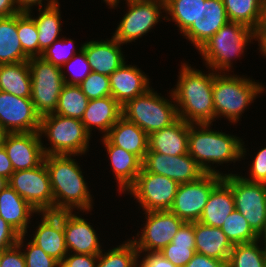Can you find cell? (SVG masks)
I'll return each instance as SVG.
<instances>
[{"label":"cell","mask_w":266,"mask_h":267,"mask_svg":"<svg viewBox=\"0 0 266 267\" xmlns=\"http://www.w3.org/2000/svg\"><path fill=\"white\" fill-rule=\"evenodd\" d=\"M128 10L113 37L121 44L135 42L147 34L159 21L165 6L158 0H126ZM161 10H163L161 12Z\"/></svg>","instance_id":"cell-13"},{"label":"cell","mask_w":266,"mask_h":267,"mask_svg":"<svg viewBox=\"0 0 266 267\" xmlns=\"http://www.w3.org/2000/svg\"><path fill=\"white\" fill-rule=\"evenodd\" d=\"M176 88L172 89L178 117L190 124H212L215 119L213 103V81L216 72L205 74L181 65ZM215 72V73H214Z\"/></svg>","instance_id":"cell-1"},{"label":"cell","mask_w":266,"mask_h":267,"mask_svg":"<svg viewBox=\"0 0 266 267\" xmlns=\"http://www.w3.org/2000/svg\"><path fill=\"white\" fill-rule=\"evenodd\" d=\"M121 43L113 36L110 40H92L82 46L91 71L109 76L125 63Z\"/></svg>","instance_id":"cell-22"},{"label":"cell","mask_w":266,"mask_h":267,"mask_svg":"<svg viewBox=\"0 0 266 267\" xmlns=\"http://www.w3.org/2000/svg\"><path fill=\"white\" fill-rule=\"evenodd\" d=\"M161 4H163L164 6L169 3L171 0H158Z\"/></svg>","instance_id":"cell-59"},{"label":"cell","mask_w":266,"mask_h":267,"mask_svg":"<svg viewBox=\"0 0 266 267\" xmlns=\"http://www.w3.org/2000/svg\"><path fill=\"white\" fill-rule=\"evenodd\" d=\"M78 86L89 100L111 96L109 76L94 71Z\"/></svg>","instance_id":"cell-42"},{"label":"cell","mask_w":266,"mask_h":267,"mask_svg":"<svg viewBox=\"0 0 266 267\" xmlns=\"http://www.w3.org/2000/svg\"><path fill=\"white\" fill-rule=\"evenodd\" d=\"M60 4L57 2L54 5L38 8V17H32L38 30V57L60 38L61 31V12Z\"/></svg>","instance_id":"cell-34"},{"label":"cell","mask_w":266,"mask_h":267,"mask_svg":"<svg viewBox=\"0 0 266 267\" xmlns=\"http://www.w3.org/2000/svg\"><path fill=\"white\" fill-rule=\"evenodd\" d=\"M223 181L231 188L235 209L258 234L266 221V184L249 182L240 174H224Z\"/></svg>","instance_id":"cell-9"},{"label":"cell","mask_w":266,"mask_h":267,"mask_svg":"<svg viewBox=\"0 0 266 267\" xmlns=\"http://www.w3.org/2000/svg\"><path fill=\"white\" fill-rule=\"evenodd\" d=\"M229 22L249 26L256 31L266 23V0H223Z\"/></svg>","instance_id":"cell-30"},{"label":"cell","mask_w":266,"mask_h":267,"mask_svg":"<svg viewBox=\"0 0 266 267\" xmlns=\"http://www.w3.org/2000/svg\"><path fill=\"white\" fill-rule=\"evenodd\" d=\"M75 155H45L51 188L54 196V212L91 211L93 208L92 195L86 186V181Z\"/></svg>","instance_id":"cell-2"},{"label":"cell","mask_w":266,"mask_h":267,"mask_svg":"<svg viewBox=\"0 0 266 267\" xmlns=\"http://www.w3.org/2000/svg\"><path fill=\"white\" fill-rule=\"evenodd\" d=\"M43 146L39 132L8 133L3 142L14 171L41 165L45 158Z\"/></svg>","instance_id":"cell-17"},{"label":"cell","mask_w":266,"mask_h":267,"mask_svg":"<svg viewBox=\"0 0 266 267\" xmlns=\"http://www.w3.org/2000/svg\"><path fill=\"white\" fill-rule=\"evenodd\" d=\"M8 132L5 130V128L0 124V146L3 145V142L5 141L6 135Z\"/></svg>","instance_id":"cell-56"},{"label":"cell","mask_w":266,"mask_h":267,"mask_svg":"<svg viewBox=\"0 0 266 267\" xmlns=\"http://www.w3.org/2000/svg\"><path fill=\"white\" fill-rule=\"evenodd\" d=\"M259 43V51L266 57V23L255 31V39Z\"/></svg>","instance_id":"cell-54"},{"label":"cell","mask_w":266,"mask_h":267,"mask_svg":"<svg viewBox=\"0 0 266 267\" xmlns=\"http://www.w3.org/2000/svg\"><path fill=\"white\" fill-rule=\"evenodd\" d=\"M9 185V179L0 176V191L6 188Z\"/></svg>","instance_id":"cell-57"},{"label":"cell","mask_w":266,"mask_h":267,"mask_svg":"<svg viewBox=\"0 0 266 267\" xmlns=\"http://www.w3.org/2000/svg\"><path fill=\"white\" fill-rule=\"evenodd\" d=\"M250 167V177L243 178L249 182L265 183L266 184V147L257 152Z\"/></svg>","instance_id":"cell-46"},{"label":"cell","mask_w":266,"mask_h":267,"mask_svg":"<svg viewBox=\"0 0 266 267\" xmlns=\"http://www.w3.org/2000/svg\"><path fill=\"white\" fill-rule=\"evenodd\" d=\"M104 137L112 145L136 155L141 161L148 152V134L123 116Z\"/></svg>","instance_id":"cell-27"},{"label":"cell","mask_w":266,"mask_h":267,"mask_svg":"<svg viewBox=\"0 0 266 267\" xmlns=\"http://www.w3.org/2000/svg\"><path fill=\"white\" fill-rule=\"evenodd\" d=\"M73 211H62L65 243L71 254H99L101 244L94 228Z\"/></svg>","instance_id":"cell-19"},{"label":"cell","mask_w":266,"mask_h":267,"mask_svg":"<svg viewBox=\"0 0 266 267\" xmlns=\"http://www.w3.org/2000/svg\"><path fill=\"white\" fill-rule=\"evenodd\" d=\"M139 251L132 240L98 254L96 267H139Z\"/></svg>","instance_id":"cell-37"},{"label":"cell","mask_w":266,"mask_h":267,"mask_svg":"<svg viewBox=\"0 0 266 267\" xmlns=\"http://www.w3.org/2000/svg\"><path fill=\"white\" fill-rule=\"evenodd\" d=\"M89 99L78 85L65 84L58 99L55 114L82 119Z\"/></svg>","instance_id":"cell-36"},{"label":"cell","mask_w":266,"mask_h":267,"mask_svg":"<svg viewBox=\"0 0 266 267\" xmlns=\"http://www.w3.org/2000/svg\"><path fill=\"white\" fill-rule=\"evenodd\" d=\"M14 1L19 12H29L32 10L31 8L33 7V5L34 6L38 5L39 8H43L42 2L44 0H14ZM46 1L47 5H45L44 7H48L57 3V1L55 0H46Z\"/></svg>","instance_id":"cell-52"},{"label":"cell","mask_w":266,"mask_h":267,"mask_svg":"<svg viewBox=\"0 0 266 267\" xmlns=\"http://www.w3.org/2000/svg\"><path fill=\"white\" fill-rule=\"evenodd\" d=\"M73 44L74 41L71 38L66 39L62 37L61 39L56 40L51 46H49L42 53L41 57L47 62L52 63L53 65L62 67L66 62H69L77 53Z\"/></svg>","instance_id":"cell-41"},{"label":"cell","mask_w":266,"mask_h":267,"mask_svg":"<svg viewBox=\"0 0 266 267\" xmlns=\"http://www.w3.org/2000/svg\"><path fill=\"white\" fill-rule=\"evenodd\" d=\"M82 46L83 45H81V47L79 48V53H76L69 62H66L61 67V68H63L65 66H68L67 69L70 72L72 70V73L70 74L71 79L69 77H67L68 75H66L64 71H62V76L64 78L65 84L79 85L91 73L90 64L88 62V59H87V56H86L84 50L82 49ZM74 66L78 67L79 71L76 70Z\"/></svg>","instance_id":"cell-43"},{"label":"cell","mask_w":266,"mask_h":267,"mask_svg":"<svg viewBox=\"0 0 266 267\" xmlns=\"http://www.w3.org/2000/svg\"><path fill=\"white\" fill-rule=\"evenodd\" d=\"M9 185L38 213L54 212V196L45 162L36 168L14 171Z\"/></svg>","instance_id":"cell-10"},{"label":"cell","mask_w":266,"mask_h":267,"mask_svg":"<svg viewBox=\"0 0 266 267\" xmlns=\"http://www.w3.org/2000/svg\"><path fill=\"white\" fill-rule=\"evenodd\" d=\"M146 214V223L142 228L141 235L132 239L136 249L143 252H159L171 243L173 237L177 234L180 227L185 223L169 210L148 211ZM140 235V237H139Z\"/></svg>","instance_id":"cell-14"},{"label":"cell","mask_w":266,"mask_h":267,"mask_svg":"<svg viewBox=\"0 0 266 267\" xmlns=\"http://www.w3.org/2000/svg\"><path fill=\"white\" fill-rule=\"evenodd\" d=\"M121 117L122 106L112 96H107L89 100L81 122L90 135L95 127L105 136Z\"/></svg>","instance_id":"cell-24"},{"label":"cell","mask_w":266,"mask_h":267,"mask_svg":"<svg viewBox=\"0 0 266 267\" xmlns=\"http://www.w3.org/2000/svg\"><path fill=\"white\" fill-rule=\"evenodd\" d=\"M220 228L233 245L257 241L258 234L236 209L227 216Z\"/></svg>","instance_id":"cell-39"},{"label":"cell","mask_w":266,"mask_h":267,"mask_svg":"<svg viewBox=\"0 0 266 267\" xmlns=\"http://www.w3.org/2000/svg\"><path fill=\"white\" fill-rule=\"evenodd\" d=\"M98 254H75L68 253L60 267H96Z\"/></svg>","instance_id":"cell-47"},{"label":"cell","mask_w":266,"mask_h":267,"mask_svg":"<svg viewBox=\"0 0 266 267\" xmlns=\"http://www.w3.org/2000/svg\"><path fill=\"white\" fill-rule=\"evenodd\" d=\"M41 221L31 240L59 263L68 254L65 243L62 212H42Z\"/></svg>","instance_id":"cell-20"},{"label":"cell","mask_w":266,"mask_h":267,"mask_svg":"<svg viewBox=\"0 0 266 267\" xmlns=\"http://www.w3.org/2000/svg\"><path fill=\"white\" fill-rule=\"evenodd\" d=\"M194 234L197 253L228 263L233 244L221 228L195 221Z\"/></svg>","instance_id":"cell-28"},{"label":"cell","mask_w":266,"mask_h":267,"mask_svg":"<svg viewBox=\"0 0 266 267\" xmlns=\"http://www.w3.org/2000/svg\"><path fill=\"white\" fill-rule=\"evenodd\" d=\"M170 94L172 101L150 88L144 94L127 101L122 106V116L148 135L161 130L179 118L172 91Z\"/></svg>","instance_id":"cell-7"},{"label":"cell","mask_w":266,"mask_h":267,"mask_svg":"<svg viewBox=\"0 0 266 267\" xmlns=\"http://www.w3.org/2000/svg\"><path fill=\"white\" fill-rule=\"evenodd\" d=\"M142 168L147 172L173 179L178 184L196 181L206 174L189 153L171 156L147 152L142 161Z\"/></svg>","instance_id":"cell-16"},{"label":"cell","mask_w":266,"mask_h":267,"mask_svg":"<svg viewBox=\"0 0 266 267\" xmlns=\"http://www.w3.org/2000/svg\"><path fill=\"white\" fill-rule=\"evenodd\" d=\"M102 143L105 146L115 179L117 180L119 192H125L135 183L142 169V161L134 154L125 149L112 145L104 136Z\"/></svg>","instance_id":"cell-26"},{"label":"cell","mask_w":266,"mask_h":267,"mask_svg":"<svg viewBox=\"0 0 266 267\" xmlns=\"http://www.w3.org/2000/svg\"><path fill=\"white\" fill-rule=\"evenodd\" d=\"M184 267H227V262L207 257L196 252L193 258Z\"/></svg>","instance_id":"cell-50"},{"label":"cell","mask_w":266,"mask_h":267,"mask_svg":"<svg viewBox=\"0 0 266 267\" xmlns=\"http://www.w3.org/2000/svg\"><path fill=\"white\" fill-rule=\"evenodd\" d=\"M257 240L258 242H262L261 244H263L264 248L266 249V221L264 223L263 229L258 233Z\"/></svg>","instance_id":"cell-55"},{"label":"cell","mask_w":266,"mask_h":267,"mask_svg":"<svg viewBox=\"0 0 266 267\" xmlns=\"http://www.w3.org/2000/svg\"><path fill=\"white\" fill-rule=\"evenodd\" d=\"M177 267H184L196 253L194 222H185L170 244L159 251Z\"/></svg>","instance_id":"cell-32"},{"label":"cell","mask_w":266,"mask_h":267,"mask_svg":"<svg viewBox=\"0 0 266 267\" xmlns=\"http://www.w3.org/2000/svg\"><path fill=\"white\" fill-rule=\"evenodd\" d=\"M107 5L110 6V8L117 7L118 3H120V0H103Z\"/></svg>","instance_id":"cell-58"},{"label":"cell","mask_w":266,"mask_h":267,"mask_svg":"<svg viewBox=\"0 0 266 267\" xmlns=\"http://www.w3.org/2000/svg\"><path fill=\"white\" fill-rule=\"evenodd\" d=\"M145 254L139 261V267H177L159 252H145Z\"/></svg>","instance_id":"cell-49"},{"label":"cell","mask_w":266,"mask_h":267,"mask_svg":"<svg viewBox=\"0 0 266 267\" xmlns=\"http://www.w3.org/2000/svg\"><path fill=\"white\" fill-rule=\"evenodd\" d=\"M259 242L234 244L227 267H266V249Z\"/></svg>","instance_id":"cell-38"},{"label":"cell","mask_w":266,"mask_h":267,"mask_svg":"<svg viewBox=\"0 0 266 267\" xmlns=\"http://www.w3.org/2000/svg\"><path fill=\"white\" fill-rule=\"evenodd\" d=\"M31 74L28 61L0 64V91L20 98L31 97Z\"/></svg>","instance_id":"cell-31"},{"label":"cell","mask_w":266,"mask_h":267,"mask_svg":"<svg viewBox=\"0 0 266 267\" xmlns=\"http://www.w3.org/2000/svg\"><path fill=\"white\" fill-rule=\"evenodd\" d=\"M19 234L0 216V252L17 244Z\"/></svg>","instance_id":"cell-48"},{"label":"cell","mask_w":266,"mask_h":267,"mask_svg":"<svg viewBox=\"0 0 266 267\" xmlns=\"http://www.w3.org/2000/svg\"><path fill=\"white\" fill-rule=\"evenodd\" d=\"M264 89V86L252 79L216 72L213 81L215 118L223 116L233 124L238 122L248 105Z\"/></svg>","instance_id":"cell-4"},{"label":"cell","mask_w":266,"mask_h":267,"mask_svg":"<svg viewBox=\"0 0 266 267\" xmlns=\"http://www.w3.org/2000/svg\"><path fill=\"white\" fill-rule=\"evenodd\" d=\"M17 33V14L0 17V64L28 61Z\"/></svg>","instance_id":"cell-33"},{"label":"cell","mask_w":266,"mask_h":267,"mask_svg":"<svg viewBox=\"0 0 266 267\" xmlns=\"http://www.w3.org/2000/svg\"><path fill=\"white\" fill-rule=\"evenodd\" d=\"M14 169L11 164V160L8 157V154L3 147L0 146V176L10 179L11 175L13 174Z\"/></svg>","instance_id":"cell-51"},{"label":"cell","mask_w":266,"mask_h":267,"mask_svg":"<svg viewBox=\"0 0 266 267\" xmlns=\"http://www.w3.org/2000/svg\"><path fill=\"white\" fill-rule=\"evenodd\" d=\"M26 235H19L17 244L1 252L0 267H26L25 257L21 249Z\"/></svg>","instance_id":"cell-45"},{"label":"cell","mask_w":266,"mask_h":267,"mask_svg":"<svg viewBox=\"0 0 266 267\" xmlns=\"http://www.w3.org/2000/svg\"><path fill=\"white\" fill-rule=\"evenodd\" d=\"M40 119L31 98L0 91V124L8 133L38 132Z\"/></svg>","instance_id":"cell-15"},{"label":"cell","mask_w":266,"mask_h":267,"mask_svg":"<svg viewBox=\"0 0 266 267\" xmlns=\"http://www.w3.org/2000/svg\"><path fill=\"white\" fill-rule=\"evenodd\" d=\"M210 123L190 124L188 136V153L205 171L224 175L212 168V164L235 163L245 157L246 148L242 139L234 135L213 131ZM209 164V165H208Z\"/></svg>","instance_id":"cell-3"},{"label":"cell","mask_w":266,"mask_h":267,"mask_svg":"<svg viewBox=\"0 0 266 267\" xmlns=\"http://www.w3.org/2000/svg\"><path fill=\"white\" fill-rule=\"evenodd\" d=\"M38 132L50 141L51 147L43 146L45 155L79 156L88 151L91 135L80 119L50 113L41 116Z\"/></svg>","instance_id":"cell-6"},{"label":"cell","mask_w":266,"mask_h":267,"mask_svg":"<svg viewBox=\"0 0 266 267\" xmlns=\"http://www.w3.org/2000/svg\"><path fill=\"white\" fill-rule=\"evenodd\" d=\"M32 11L17 13V33L23 52L29 57H38V30Z\"/></svg>","instance_id":"cell-40"},{"label":"cell","mask_w":266,"mask_h":267,"mask_svg":"<svg viewBox=\"0 0 266 267\" xmlns=\"http://www.w3.org/2000/svg\"><path fill=\"white\" fill-rule=\"evenodd\" d=\"M179 184L166 176L143 168L135 183L126 191L141 205L144 212L169 210Z\"/></svg>","instance_id":"cell-11"},{"label":"cell","mask_w":266,"mask_h":267,"mask_svg":"<svg viewBox=\"0 0 266 267\" xmlns=\"http://www.w3.org/2000/svg\"><path fill=\"white\" fill-rule=\"evenodd\" d=\"M139 68L126 62L109 75L111 96L123 106L127 101L144 94L149 86V78Z\"/></svg>","instance_id":"cell-21"},{"label":"cell","mask_w":266,"mask_h":267,"mask_svg":"<svg viewBox=\"0 0 266 267\" xmlns=\"http://www.w3.org/2000/svg\"><path fill=\"white\" fill-rule=\"evenodd\" d=\"M23 252L26 267H60V263L45 253L39 246L31 240L26 244Z\"/></svg>","instance_id":"cell-44"},{"label":"cell","mask_w":266,"mask_h":267,"mask_svg":"<svg viewBox=\"0 0 266 267\" xmlns=\"http://www.w3.org/2000/svg\"><path fill=\"white\" fill-rule=\"evenodd\" d=\"M202 2L205 0H171L165 5L166 16L164 19L174 21L181 34H184L198 19Z\"/></svg>","instance_id":"cell-35"},{"label":"cell","mask_w":266,"mask_h":267,"mask_svg":"<svg viewBox=\"0 0 266 267\" xmlns=\"http://www.w3.org/2000/svg\"><path fill=\"white\" fill-rule=\"evenodd\" d=\"M223 180V175L206 173L200 179L179 184L169 209L185 222L199 221L212 190Z\"/></svg>","instance_id":"cell-12"},{"label":"cell","mask_w":266,"mask_h":267,"mask_svg":"<svg viewBox=\"0 0 266 267\" xmlns=\"http://www.w3.org/2000/svg\"><path fill=\"white\" fill-rule=\"evenodd\" d=\"M189 123L178 118L171 125L148 135V152L178 156L188 153Z\"/></svg>","instance_id":"cell-23"},{"label":"cell","mask_w":266,"mask_h":267,"mask_svg":"<svg viewBox=\"0 0 266 267\" xmlns=\"http://www.w3.org/2000/svg\"><path fill=\"white\" fill-rule=\"evenodd\" d=\"M235 209L231 188L222 180L211 192L199 222L220 228Z\"/></svg>","instance_id":"cell-29"},{"label":"cell","mask_w":266,"mask_h":267,"mask_svg":"<svg viewBox=\"0 0 266 267\" xmlns=\"http://www.w3.org/2000/svg\"><path fill=\"white\" fill-rule=\"evenodd\" d=\"M31 74V100L40 116L54 113L60 93L65 85L63 69L47 62L42 57L28 60Z\"/></svg>","instance_id":"cell-8"},{"label":"cell","mask_w":266,"mask_h":267,"mask_svg":"<svg viewBox=\"0 0 266 267\" xmlns=\"http://www.w3.org/2000/svg\"><path fill=\"white\" fill-rule=\"evenodd\" d=\"M34 213L38 214L10 185L0 191V216L19 235H26Z\"/></svg>","instance_id":"cell-25"},{"label":"cell","mask_w":266,"mask_h":267,"mask_svg":"<svg viewBox=\"0 0 266 267\" xmlns=\"http://www.w3.org/2000/svg\"><path fill=\"white\" fill-rule=\"evenodd\" d=\"M229 22L223 0L201 3L198 19L183 34L196 49H200L217 31Z\"/></svg>","instance_id":"cell-18"},{"label":"cell","mask_w":266,"mask_h":267,"mask_svg":"<svg viewBox=\"0 0 266 267\" xmlns=\"http://www.w3.org/2000/svg\"><path fill=\"white\" fill-rule=\"evenodd\" d=\"M251 39L252 41L255 39V31L249 26L228 22L198 52L202 55L206 68L209 67L218 73L219 71L227 73L233 66L232 59L241 57Z\"/></svg>","instance_id":"cell-5"},{"label":"cell","mask_w":266,"mask_h":267,"mask_svg":"<svg viewBox=\"0 0 266 267\" xmlns=\"http://www.w3.org/2000/svg\"><path fill=\"white\" fill-rule=\"evenodd\" d=\"M20 13L14 0H0V17H9Z\"/></svg>","instance_id":"cell-53"}]
</instances>
